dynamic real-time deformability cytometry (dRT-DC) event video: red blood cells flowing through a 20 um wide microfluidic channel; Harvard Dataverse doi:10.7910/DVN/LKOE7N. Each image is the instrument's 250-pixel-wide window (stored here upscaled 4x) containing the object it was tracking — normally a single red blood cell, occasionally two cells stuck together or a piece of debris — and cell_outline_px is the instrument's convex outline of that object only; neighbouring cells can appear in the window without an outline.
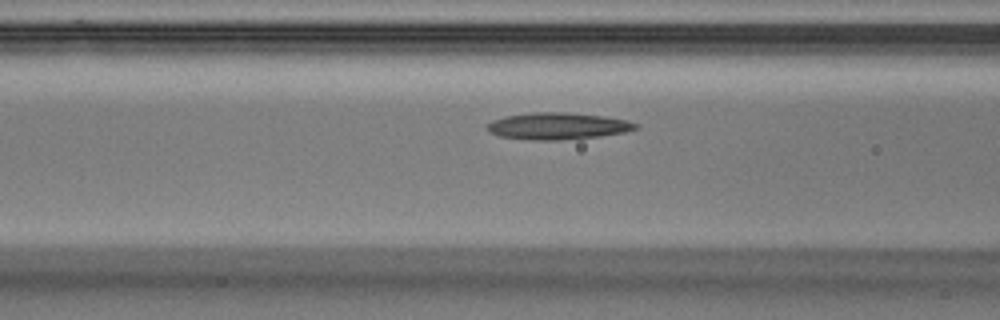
{"species": "Egyptian fruit bat (a non-hibernating species)", "species_latin": "Rousettus aegyptiacus", "temperature_condition": "warm", "stored_images_in_passage": 13, "camera_frame_rate_fps": 3000, "um_per_image_px": 0.085, "animal": {"sex": "male"}, "frame": {"image": 1, "passage_image": 11, "time_ms": 3.333, "image_size_px": [1000, 320], "cell_outline_px": [[640, 128], [624, 132], [600, 136], [560, 140], [528, 140], [500, 136], [488, 132], [484, 128], [484, 124], [492, 120], [504, 116], [532, 112], [564, 112], [604, 116], [624, 120], [640, 124]], "centroid_in_image_um": [47.34, 10.71], "position_along_channel_um": 119.3, "area_um2": 23.47}}